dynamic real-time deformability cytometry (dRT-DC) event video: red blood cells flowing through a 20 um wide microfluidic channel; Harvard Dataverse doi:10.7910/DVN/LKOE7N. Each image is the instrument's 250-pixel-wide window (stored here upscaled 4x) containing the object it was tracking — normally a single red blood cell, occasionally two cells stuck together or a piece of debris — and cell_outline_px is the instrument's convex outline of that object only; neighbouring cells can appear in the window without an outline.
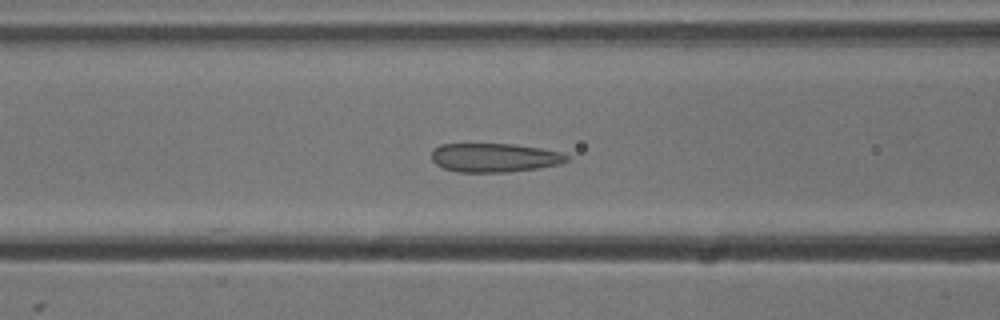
{"species": "common noctule bat (a hibernating species)", "species_latin": "Nyctalus noctula", "temperature_condition": "cold", "stored_images_in_passage": 42, "camera_frame_rate_fps": 3000, "um_per_image_px": 0.085, "animal": {"sex": "male", "body_mass_g": 13.3}, "frame": {"image": 1, "passage_image": 13, "time_ms": 4.0, "image_size_px": [1000, 320], "cell_outline_px": [[572, 156], [568, 160], [560, 164], [540, 168], [508, 172], [460, 172], [444, 168], [436, 164], [432, 160], [432, 152], [440, 144], [512, 144], [540, 148], [560, 152]], "centroid_in_image_um": [42.07, 13.4], "position_along_channel_um": 124.5, "area_um2": 22.77}}
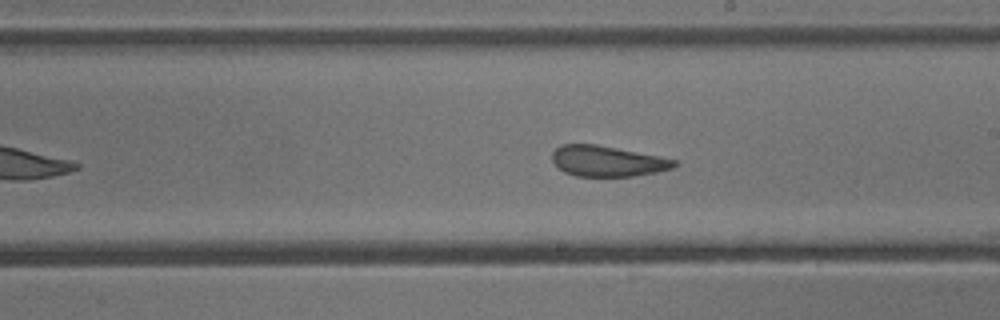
{"frame": {"image": 2, "passage_image": 22, "time_ms": 7.0, "image_size_px": [1000, 320], "cell_outline_px": [[680, 164], [672, 168], [656, 172], [632, 176], [576, 176], [564, 172], [552, 160], [552, 152], [560, 144], [596, 144], [676, 160]], "centroid_in_image_um": [51.6, 13.7], "position_along_channel_um": 237.4, "area_um2": 21.56}}
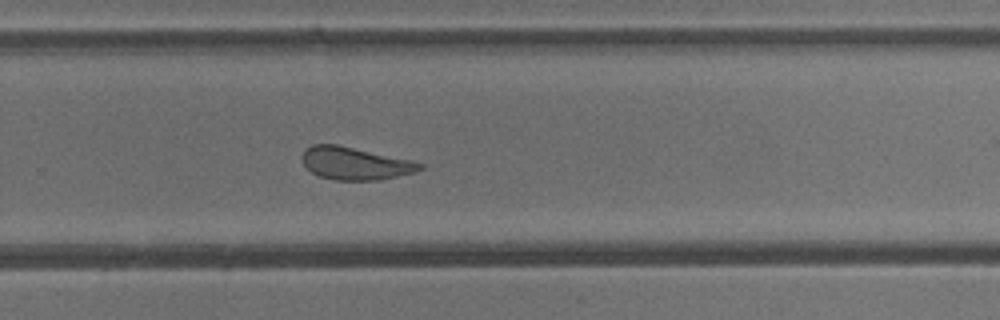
{"frame": {"image": 3, "passage_image": 27, "time_ms": 8.667, "image_size_px": [1000, 320], "cell_outline_px": [[424, 168], [416, 172], [380, 180], [332, 180], [320, 176], [312, 172], [304, 164], [300, 156], [304, 148], [312, 144], [340, 144], [408, 160], [424, 164]], "centroid_in_image_um": [30.14, 13.88], "position_along_channel_um": 299.7, "area_um2": 22.48}, "authors_computed_cell_mechanics": {"area_um2": 23.8136, "velocity_mm_per_s": 3.758, "shape_relaxation_time_tau1_ms": null, "shape_relaxation_time_tau2_ms": 1.8048, "deformation_change_tau1": null, "deformation_change_tau2": 0.0963}}